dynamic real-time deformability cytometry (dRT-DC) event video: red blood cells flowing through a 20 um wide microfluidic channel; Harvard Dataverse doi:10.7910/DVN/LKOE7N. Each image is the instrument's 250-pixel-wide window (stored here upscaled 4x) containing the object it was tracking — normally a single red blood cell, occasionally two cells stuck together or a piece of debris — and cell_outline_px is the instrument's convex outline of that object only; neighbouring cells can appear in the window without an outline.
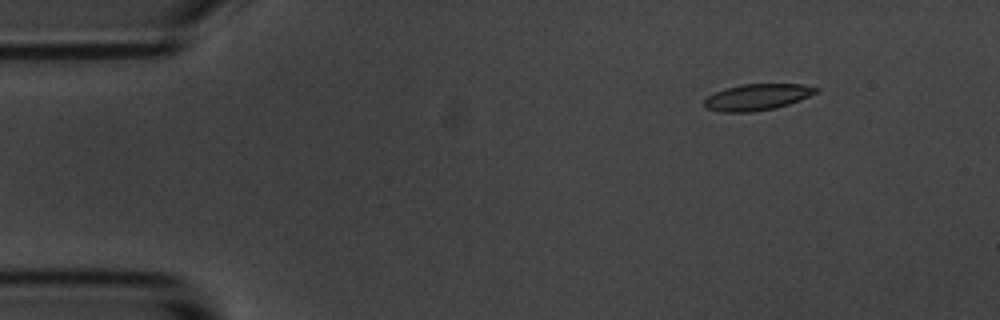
{"species": "common noctule bat (a hibernating species)", "species_latin": "Nyctalus noctula", "temperature_condition": "room temperature", "stored_images_in_passage": 8, "camera_frame_rate_fps": 3000, "um_per_image_px": 0.085, "animal": {"sex": "male", "body_mass_g": 20.1, "forearm_length_mm": 53.5}, "frame": {"image": 1, "passage_image": 2, "time_ms": 1.0, "image_size_px": [1000, 320], "cell_outline_px": [[820, 92], [800, 100], [776, 108], [752, 112], [724, 112], [704, 108], [704, 100], [708, 96], [716, 92], [728, 88], [744, 84], [804, 84], [820, 88]], "centroid_in_image_um": [64.42, 8.25], "position_along_channel_um": 20.6, "area_um2": 17.17}}
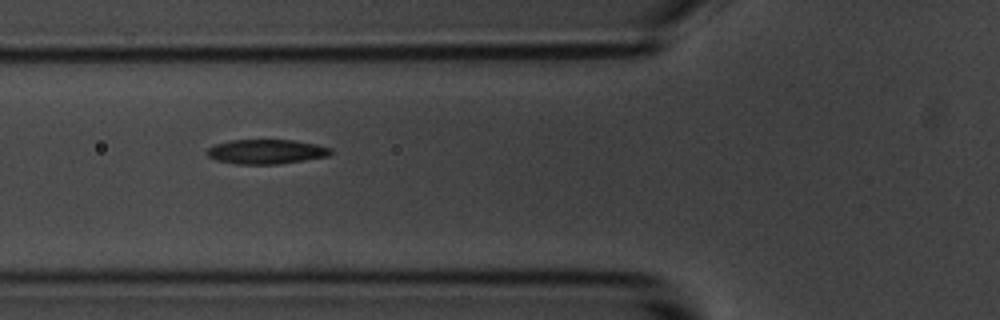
{"frame": {"image": 2, "passage_image": 6, "time_ms": 5.667, "image_size_px": [1000, 320], "cell_outline_px": [[332, 152], [328, 156], [280, 164], [236, 164], [216, 160], [208, 156], [208, 148], [216, 144], [228, 140], [292, 140], [316, 144], [332, 148]], "centroid_in_image_um": [22.64, 12.89], "position_along_channel_um": 103.2, "area_um2": 17.63}}
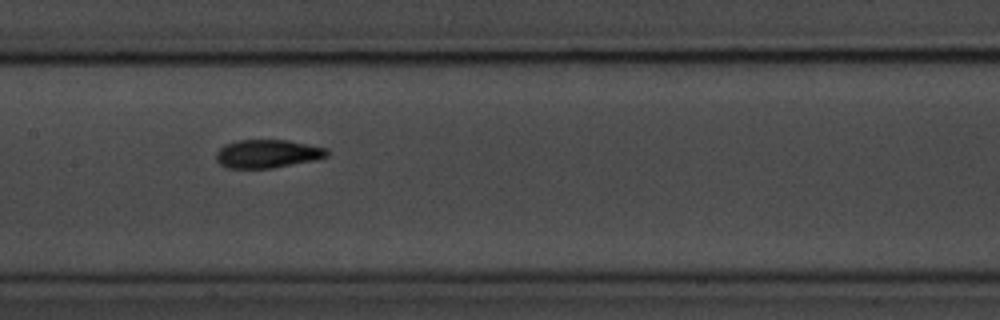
{"frame": {"image": 3, "passage_image": 8, "time_ms": 8.0, "image_size_px": [1000, 320], "cell_outline_px": [[328, 156], [316, 160], [272, 168], [224, 168], [216, 160], [216, 152], [224, 144], [236, 140], [288, 140], [328, 148]], "centroid_in_image_um": [22.72, 13.07], "position_along_channel_um": 184.7, "area_um2": 18.5}}